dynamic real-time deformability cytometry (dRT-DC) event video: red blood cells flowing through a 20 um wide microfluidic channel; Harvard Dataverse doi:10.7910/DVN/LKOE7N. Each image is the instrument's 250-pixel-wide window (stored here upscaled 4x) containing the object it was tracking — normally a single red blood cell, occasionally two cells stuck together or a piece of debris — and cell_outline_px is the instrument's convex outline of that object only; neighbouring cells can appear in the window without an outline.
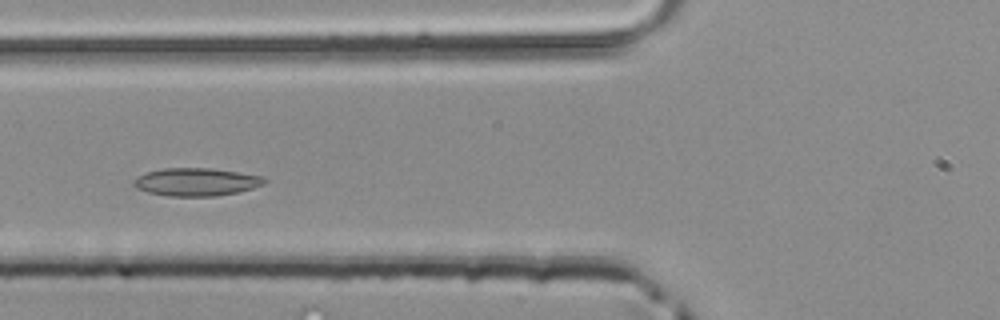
{"species": "common noctule bat (a hibernating species)", "species_latin": "Nyctalus noctula", "temperature_condition": "room temperature", "stored_images_in_passage": 41, "camera_frame_rate_fps": 3000, "um_per_image_px": 0.085, "animal": {"sex": "male", "body_mass_g": 20.4}, "frame": {"image": 1, "passage_image": 12, "time_ms": 3.667, "image_size_px": [1000, 320], "cell_outline_px": [[268, 180], [264, 184], [240, 192], [216, 196], [168, 196], [148, 192], [136, 188], [132, 184], [132, 180], [148, 172], [164, 168], [212, 168], [240, 172], [264, 176]], "centroid_in_image_um": [16.72, 15.46], "position_along_channel_um": 109.1, "area_um2": 21.39}}
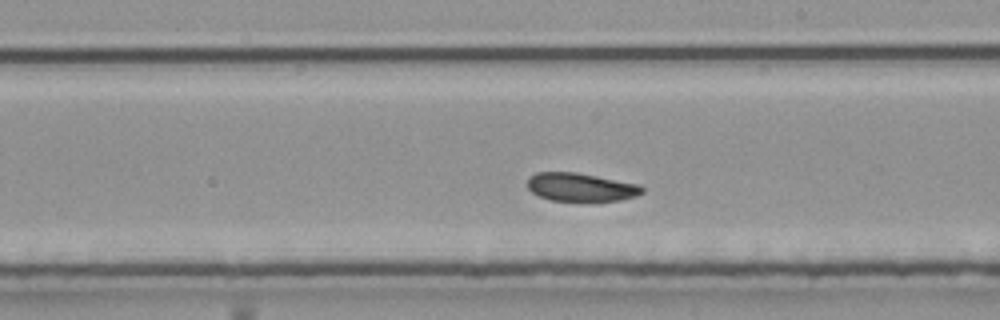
{"frame": {"image": 2, "passage_image": 21, "time_ms": 6.667, "image_size_px": [1000, 320], "cell_outline_px": [[644, 192], [636, 196], [620, 200], [552, 200], [540, 196], [532, 192], [528, 188], [528, 176], [536, 172], [576, 172], [640, 184], [644, 188]], "centroid_in_image_um": [49.38, 15.89], "position_along_channel_um": 239.6, "area_um2": 18.79}}
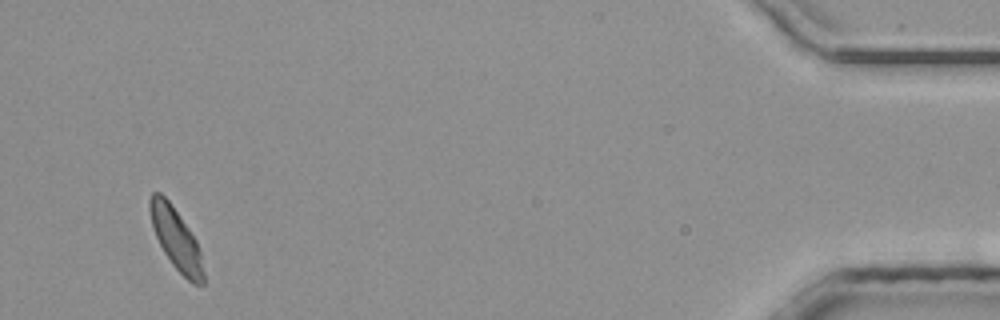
{"frame": {"image": 3, "passage_image": 39, "time_ms": 12.667, "image_size_px": [1000, 320], "cell_outline_px": [[204, 284], [192, 284], [172, 264], [164, 252], [156, 236], [152, 224], [148, 208], [148, 200], [152, 192], [160, 192], [168, 200], [188, 228], [196, 240], [200, 252], [204, 272]], "centroid_in_image_um": [14.95, 20.3], "position_along_channel_um": 420.2, "area_um2": 18.9}}